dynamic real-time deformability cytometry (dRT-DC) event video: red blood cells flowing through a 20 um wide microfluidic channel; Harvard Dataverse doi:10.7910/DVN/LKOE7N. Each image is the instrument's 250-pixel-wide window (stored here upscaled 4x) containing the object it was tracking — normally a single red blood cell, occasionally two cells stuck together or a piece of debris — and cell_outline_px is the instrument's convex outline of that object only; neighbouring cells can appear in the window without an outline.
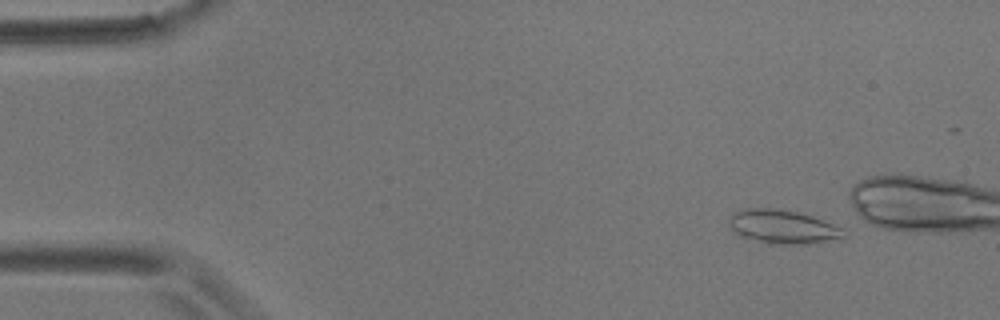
{"species": "common noctule bat (a hibernating species)", "species_latin": "Nyctalus noctula", "temperature_condition": "room temperature", "stored_images_in_passage": 54, "camera_frame_rate_fps": 3000, "um_per_image_px": 0.085, "animal": {"sex": "male", "body_mass_g": 17.9}, "frame": {"image": 1, "passage_image": 3, "time_ms": 0.667, "image_size_px": [1000, 320], "cell_outline_px": [[844, 240], [816, 244], [768, 244], [740, 236], [732, 232], [728, 220], [728, 216], [732, 212], [740, 208], [780, 208], [812, 216], [824, 220], [840, 228], [844, 236]], "centroid_in_image_um": [66.5, 19.29], "position_along_channel_um": 18.5, "area_um2": 23.24}}
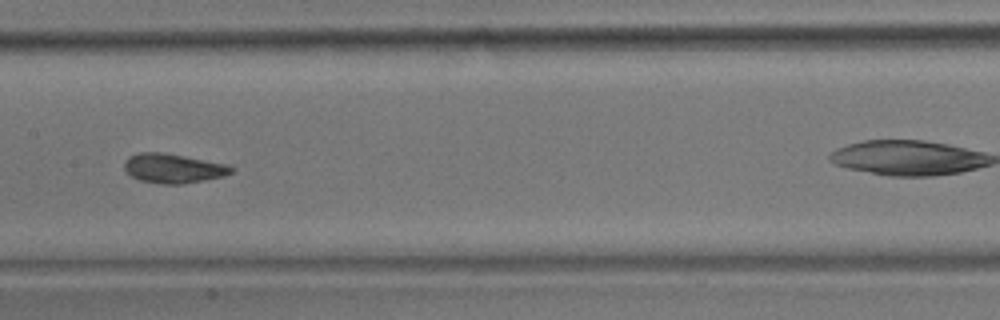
{"frame": {"image": 2, "passage_image": 25, "time_ms": 8.0, "image_size_px": [1000, 320], "cell_outline_px": [[236, 168], [232, 172], [224, 176], [184, 184], [160, 184], [140, 180], [132, 176], [124, 168], [124, 160], [128, 156], [136, 152], [164, 152], [228, 164]], "centroid_in_image_um": [14.73, 14.3], "position_along_channel_um": 192.7, "area_um2": 18.55}}
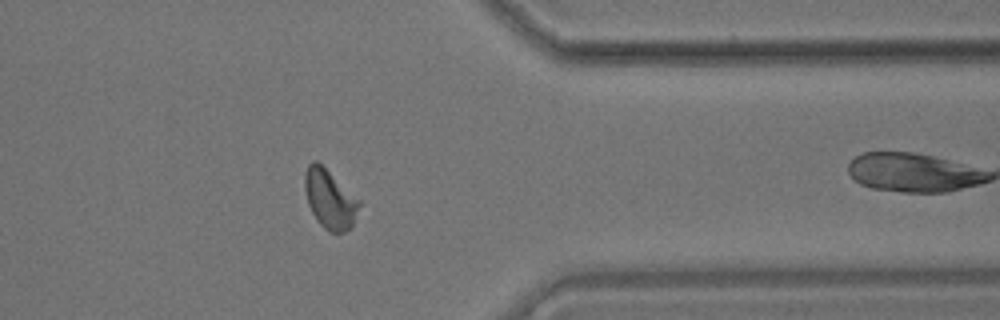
{"frame": {"image": 3, "passage_image": 42, "time_ms": 13.667, "image_size_px": [1000, 320], "cell_outline_px": [[360, 204], [352, 224], [344, 232], [328, 232], [316, 220], [308, 204], [304, 188], [304, 172], [308, 164], [312, 160], [316, 160], [360, 200]], "centroid_in_image_um": [27.99, 16.91], "position_along_channel_um": 383.4, "area_um2": 18.5}, "authors_computed_cell_mechanics": {"area_um2": 18.2937, "velocity_mm_per_s": 3.5786, "shape_relaxation_time_tau1_ms": 6.8351, "shape_relaxation_time_tau2_ms": 1.7033, "deformation_change_tau1": 0.1122, "deformation_change_tau2": 0.0795}}